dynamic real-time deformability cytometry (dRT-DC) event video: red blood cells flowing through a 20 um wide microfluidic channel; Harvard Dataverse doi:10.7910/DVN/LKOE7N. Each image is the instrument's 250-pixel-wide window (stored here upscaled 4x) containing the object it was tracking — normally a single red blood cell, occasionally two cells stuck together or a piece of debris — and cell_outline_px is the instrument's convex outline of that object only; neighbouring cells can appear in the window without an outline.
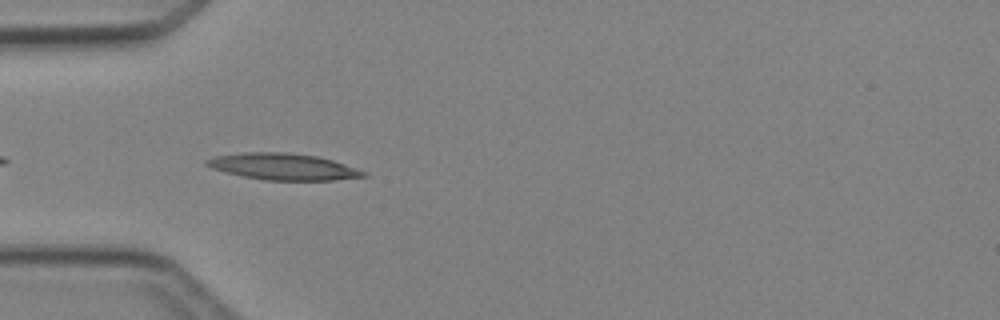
{"species": "Egyptian fruit bat (a non-hibernating species)", "species_latin": "Rousettus aegyptiacus", "temperature_condition": "cold", "stored_images_in_passage": 4, "camera_frame_rate_fps": 3000, "um_per_image_px": 0.085, "animal": {"sex": "female"}, "frame": {"image": 1, "passage_image": 3, "time_ms": 3.0, "image_size_px": [1000, 320], "cell_outline_px": [[368, 176], [332, 180], [264, 180], [244, 176], [212, 168], [204, 164], [204, 160], [216, 156], [240, 152], [284, 152], [316, 156], [332, 160], [368, 172]], "centroid_in_image_um": [24.07, 14.16], "position_along_channel_um": 60.9, "area_um2": 24.04}}
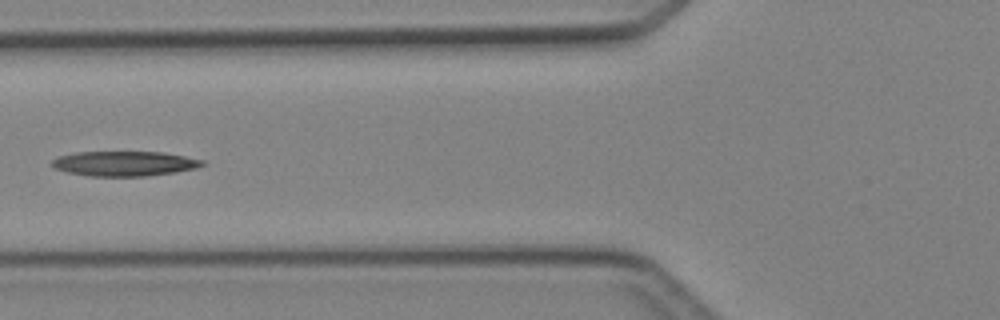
{"frame": {"image": 2, "passage_image": 4, "time_ms": 4.333, "image_size_px": [1000, 320], "cell_outline_px": [[208, 164], [196, 168], [176, 172], [144, 176], [88, 176], [68, 172], [56, 168], [52, 164], [52, 160], [56, 156], [76, 152], [164, 152], [204, 160]], "centroid_in_image_um": [10.61, 13.9], "position_along_channel_um": 115.2, "area_um2": 21.85}}